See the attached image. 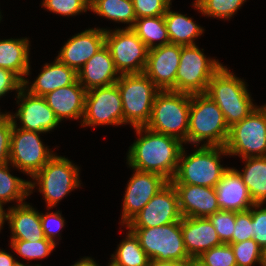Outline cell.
Listing matches in <instances>:
<instances>
[{"instance_id": "43", "label": "cell", "mask_w": 266, "mask_h": 266, "mask_svg": "<svg viewBox=\"0 0 266 266\" xmlns=\"http://www.w3.org/2000/svg\"><path fill=\"white\" fill-rule=\"evenodd\" d=\"M23 88V81L13 72L0 68V97L11 90L18 93Z\"/></svg>"}, {"instance_id": "1", "label": "cell", "mask_w": 266, "mask_h": 266, "mask_svg": "<svg viewBox=\"0 0 266 266\" xmlns=\"http://www.w3.org/2000/svg\"><path fill=\"white\" fill-rule=\"evenodd\" d=\"M134 128L141 137L129 147V167L162 175L170 182L178 168L183 142L175 137L154 132L145 126Z\"/></svg>"}, {"instance_id": "12", "label": "cell", "mask_w": 266, "mask_h": 266, "mask_svg": "<svg viewBox=\"0 0 266 266\" xmlns=\"http://www.w3.org/2000/svg\"><path fill=\"white\" fill-rule=\"evenodd\" d=\"M16 122L13 119L9 165L32 178L55 154L44 146L39 132L18 128Z\"/></svg>"}, {"instance_id": "47", "label": "cell", "mask_w": 266, "mask_h": 266, "mask_svg": "<svg viewBox=\"0 0 266 266\" xmlns=\"http://www.w3.org/2000/svg\"><path fill=\"white\" fill-rule=\"evenodd\" d=\"M149 266H183L181 263L150 260Z\"/></svg>"}, {"instance_id": "37", "label": "cell", "mask_w": 266, "mask_h": 266, "mask_svg": "<svg viewBox=\"0 0 266 266\" xmlns=\"http://www.w3.org/2000/svg\"><path fill=\"white\" fill-rule=\"evenodd\" d=\"M208 218L214 226L221 242L224 244L232 243L236 212L219 210L210 215Z\"/></svg>"}, {"instance_id": "24", "label": "cell", "mask_w": 266, "mask_h": 266, "mask_svg": "<svg viewBox=\"0 0 266 266\" xmlns=\"http://www.w3.org/2000/svg\"><path fill=\"white\" fill-rule=\"evenodd\" d=\"M77 80V72L56 58L54 62L44 65L43 70L30 87H28L29 80L25 79L23 88L32 95L43 97L58 88L74 84Z\"/></svg>"}, {"instance_id": "33", "label": "cell", "mask_w": 266, "mask_h": 266, "mask_svg": "<svg viewBox=\"0 0 266 266\" xmlns=\"http://www.w3.org/2000/svg\"><path fill=\"white\" fill-rule=\"evenodd\" d=\"M246 0H195L193 6L205 16L230 19Z\"/></svg>"}, {"instance_id": "39", "label": "cell", "mask_w": 266, "mask_h": 266, "mask_svg": "<svg viewBox=\"0 0 266 266\" xmlns=\"http://www.w3.org/2000/svg\"><path fill=\"white\" fill-rule=\"evenodd\" d=\"M136 18L164 15L171 0H132Z\"/></svg>"}, {"instance_id": "50", "label": "cell", "mask_w": 266, "mask_h": 266, "mask_svg": "<svg viewBox=\"0 0 266 266\" xmlns=\"http://www.w3.org/2000/svg\"><path fill=\"white\" fill-rule=\"evenodd\" d=\"M185 266H205L202 262H200L197 258H191L189 261H187Z\"/></svg>"}, {"instance_id": "7", "label": "cell", "mask_w": 266, "mask_h": 266, "mask_svg": "<svg viewBox=\"0 0 266 266\" xmlns=\"http://www.w3.org/2000/svg\"><path fill=\"white\" fill-rule=\"evenodd\" d=\"M139 239L150 260L185 264L188 255L181 231V221L150 228H128Z\"/></svg>"}, {"instance_id": "49", "label": "cell", "mask_w": 266, "mask_h": 266, "mask_svg": "<svg viewBox=\"0 0 266 266\" xmlns=\"http://www.w3.org/2000/svg\"><path fill=\"white\" fill-rule=\"evenodd\" d=\"M7 220V212L3 210V203L0 202V230L5 222Z\"/></svg>"}, {"instance_id": "30", "label": "cell", "mask_w": 266, "mask_h": 266, "mask_svg": "<svg viewBox=\"0 0 266 266\" xmlns=\"http://www.w3.org/2000/svg\"><path fill=\"white\" fill-rule=\"evenodd\" d=\"M90 10L108 20L130 23L125 28H132L137 19L132 0H95L90 5Z\"/></svg>"}, {"instance_id": "3", "label": "cell", "mask_w": 266, "mask_h": 266, "mask_svg": "<svg viewBox=\"0 0 266 266\" xmlns=\"http://www.w3.org/2000/svg\"><path fill=\"white\" fill-rule=\"evenodd\" d=\"M205 94L219 106L229 127L240 122L257 107L243 79L229 72L226 66H222L212 76Z\"/></svg>"}, {"instance_id": "54", "label": "cell", "mask_w": 266, "mask_h": 266, "mask_svg": "<svg viewBox=\"0 0 266 266\" xmlns=\"http://www.w3.org/2000/svg\"><path fill=\"white\" fill-rule=\"evenodd\" d=\"M95 0H88V3L91 5Z\"/></svg>"}, {"instance_id": "15", "label": "cell", "mask_w": 266, "mask_h": 266, "mask_svg": "<svg viewBox=\"0 0 266 266\" xmlns=\"http://www.w3.org/2000/svg\"><path fill=\"white\" fill-rule=\"evenodd\" d=\"M128 181L122 209V224H127L169 181L162 175L134 169Z\"/></svg>"}, {"instance_id": "23", "label": "cell", "mask_w": 266, "mask_h": 266, "mask_svg": "<svg viewBox=\"0 0 266 266\" xmlns=\"http://www.w3.org/2000/svg\"><path fill=\"white\" fill-rule=\"evenodd\" d=\"M86 92L77 80L74 84L58 88L43 97L61 122L64 118H83Z\"/></svg>"}, {"instance_id": "9", "label": "cell", "mask_w": 266, "mask_h": 266, "mask_svg": "<svg viewBox=\"0 0 266 266\" xmlns=\"http://www.w3.org/2000/svg\"><path fill=\"white\" fill-rule=\"evenodd\" d=\"M224 147L229 156H266V109L258 106L247 117L229 127Z\"/></svg>"}, {"instance_id": "14", "label": "cell", "mask_w": 266, "mask_h": 266, "mask_svg": "<svg viewBox=\"0 0 266 266\" xmlns=\"http://www.w3.org/2000/svg\"><path fill=\"white\" fill-rule=\"evenodd\" d=\"M178 194L171 182L163 187L127 224V228H150L181 221Z\"/></svg>"}, {"instance_id": "42", "label": "cell", "mask_w": 266, "mask_h": 266, "mask_svg": "<svg viewBox=\"0 0 266 266\" xmlns=\"http://www.w3.org/2000/svg\"><path fill=\"white\" fill-rule=\"evenodd\" d=\"M60 211L52 212V213H46L45 215L43 213H40V220H41V226L44 232V236L46 239L52 241L55 243L54 240L55 237L60 236V230L64 227V218L62 217ZM59 232V233H58Z\"/></svg>"}, {"instance_id": "38", "label": "cell", "mask_w": 266, "mask_h": 266, "mask_svg": "<svg viewBox=\"0 0 266 266\" xmlns=\"http://www.w3.org/2000/svg\"><path fill=\"white\" fill-rule=\"evenodd\" d=\"M42 6L63 16H74L90 10L88 0H43Z\"/></svg>"}, {"instance_id": "19", "label": "cell", "mask_w": 266, "mask_h": 266, "mask_svg": "<svg viewBox=\"0 0 266 266\" xmlns=\"http://www.w3.org/2000/svg\"><path fill=\"white\" fill-rule=\"evenodd\" d=\"M178 194L179 210L182 217H209L220 210L216 190L189 184H173Z\"/></svg>"}, {"instance_id": "36", "label": "cell", "mask_w": 266, "mask_h": 266, "mask_svg": "<svg viewBox=\"0 0 266 266\" xmlns=\"http://www.w3.org/2000/svg\"><path fill=\"white\" fill-rule=\"evenodd\" d=\"M197 259L205 266H237L230 244H221L203 252Z\"/></svg>"}, {"instance_id": "31", "label": "cell", "mask_w": 266, "mask_h": 266, "mask_svg": "<svg viewBox=\"0 0 266 266\" xmlns=\"http://www.w3.org/2000/svg\"><path fill=\"white\" fill-rule=\"evenodd\" d=\"M8 164L0 165V202L6 204L16 200L20 205L30 195V181L11 175Z\"/></svg>"}, {"instance_id": "35", "label": "cell", "mask_w": 266, "mask_h": 266, "mask_svg": "<svg viewBox=\"0 0 266 266\" xmlns=\"http://www.w3.org/2000/svg\"><path fill=\"white\" fill-rule=\"evenodd\" d=\"M237 266H253L258 263L262 266L263 249L253 239L239 243H230Z\"/></svg>"}, {"instance_id": "17", "label": "cell", "mask_w": 266, "mask_h": 266, "mask_svg": "<svg viewBox=\"0 0 266 266\" xmlns=\"http://www.w3.org/2000/svg\"><path fill=\"white\" fill-rule=\"evenodd\" d=\"M17 99H19L17 104L20 106L12 118H19L22 123L19 128L45 133L53 130L60 123L44 97L32 95L22 88L17 93Z\"/></svg>"}, {"instance_id": "46", "label": "cell", "mask_w": 266, "mask_h": 266, "mask_svg": "<svg viewBox=\"0 0 266 266\" xmlns=\"http://www.w3.org/2000/svg\"><path fill=\"white\" fill-rule=\"evenodd\" d=\"M71 266H99L96 262L90 257H83L81 260L77 261L74 265Z\"/></svg>"}, {"instance_id": "34", "label": "cell", "mask_w": 266, "mask_h": 266, "mask_svg": "<svg viewBox=\"0 0 266 266\" xmlns=\"http://www.w3.org/2000/svg\"><path fill=\"white\" fill-rule=\"evenodd\" d=\"M11 247L19 256L27 260L40 259L47 257L56 247V243L48 239L39 241H25L11 239Z\"/></svg>"}, {"instance_id": "13", "label": "cell", "mask_w": 266, "mask_h": 266, "mask_svg": "<svg viewBox=\"0 0 266 266\" xmlns=\"http://www.w3.org/2000/svg\"><path fill=\"white\" fill-rule=\"evenodd\" d=\"M122 125L124 116L117 84L93 88L86 92L81 126Z\"/></svg>"}, {"instance_id": "6", "label": "cell", "mask_w": 266, "mask_h": 266, "mask_svg": "<svg viewBox=\"0 0 266 266\" xmlns=\"http://www.w3.org/2000/svg\"><path fill=\"white\" fill-rule=\"evenodd\" d=\"M116 84L121 94L124 123L133 128L146 126L154 98L160 90L144 73L121 74Z\"/></svg>"}, {"instance_id": "20", "label": "cell", "mask_w": 266, "mask_h": 266, "mask_svg": "<svg viewBox=\"0 0 266 266\" xmlns=\"http://www.w3.org/2000/svg\"><path fill=\"white\" fill-rule=\"evenodd\" d=\"M181 231L186 251L191 258H197L203 252L223 244L207 217H182Z\"/></svg>"}, {"instance_id": "25", "label": "cell", "mask_w": 266, "mask_h": 266, "mask_svg": "<svg viewBox=\"0 0 266 266\" xmlns=\"http://www.w3.org/2000/svg\"><path fill=\"white\" fill-rule=\"evenodd\" d=\"M7 221L12 232L11 239L39 241L46 239L41 226L40 213L23 203L8 208Z\"/></svg>"}, {"instance_id": "29", "label": "cell", "mask_w": 266, "mask_h": 266, "mask_svg": "<svg viewBox=\"0 0 266 266\" xmlns=\"http://www.w3.org/2000/svg\"><path fill=\"white\" fill-rule=\"evenodd\" d=\"M132 30L143 41L148 49L170 44L164 15L141 17L136 19ZM159 41V43H155Z\"/></svg>"}, {"instance_id": "22", "label": "cell", "mask_w": 266, "mask_h": 266, "mask_svg": "<svg viewBox=\"0 0 266 266\" xmlns=\"http://www.w3.org/2000/svg\"><path fill=\"white\" fill-rule=\"evenodd\" d=\"M77 75L79 83L86 91L115 84L120 77L106 46L94 54L77 72Z\"/></svg>"}, {"instance_id": "26", "label": "cell", "mask_w": 266, "mask_h": 266, "mask_svg": "<svg viewBox=\"0 0 266 266\" xmlns=\"http://www.w3.org/2000/svg\"><path fill=\"white\" fill-rule=\"evenodd\" d=\"M29 42L28 38L0 40V68L15 73L22 81L30 74Z\"/></svg>"}, {"instance_id": "10", "label": "cell", "mask_w": 266, "mask_h": 266, "mask_svg": "<svg viewBox=\"0 0 266 266\" xmlns=\"http://www.w3.org/2000/svg\"><path fill=\"white\" fill-rule=\"evenodd\" d=\"M222 66L216 59L206 58L196 44L181 46L176 92L205 93L210 79Z\"/></svg>"}, {"instance_id": "28", "label": "cell", "mask_w": 266, "mask_h": 266, "mask_svg": "<svg viewBox=\"0 0 266 266\" xmlns=\"http://www.w3.org/2000/svg\"><path fill=\"white\" fill-rule=\"evenodd\" d=\"M243 173L237 170L255 204L266 202V156L242 158Z\"/></svg>"}, {"instance_id": "21", "label": "cell", "mask_w": 266, "mask_h": 266, "mask_svg": "<svg viewBox=\"0 0 266 266\" xmlns=\"http://www.w3.org/2000/svg\"><path fill=\"white\" fill-rule=\"evenodd\" d=\"M220 210L242 212L255 203L248 188L235 168H228L215 186Z\"/></svg>"}, {"instance_id": "40", "label": "cell", "mask_w": 266, "mask_h": 266, "mask_svg": "<svg viewBox=\"0 0 266 266\" xmlns=\"http://www.w3.org/2000/svg\"><path fill=\"white\" fill-rule=\"evenodd\" d=\"M252 206V239L264 250L266 248V207ZM254 208V209H253Z\"/></svg>"}, {"instance_id": "45", "label": "cell", "mask_w": 266, "mask_h": 266, "mask_svg": "<svg viewBox=\"0 0 266 266\" xmlns=\"http://www.w3.org/2000/svg\"><path fill=\"white\" fill-rule=\"evenodd\" d=\"M17 260L4 250H0V266H13Z\"/></svg>"}, {"instance_id": "44", "label": "cell", "mask_w": 266, "mask_h": 266, "mask_svg": "<svg viewBox=\"0 0 266 266\" xmlns=\"http://www.w3.org/2000/svg\"><path fill=\"white\" fill-rule=\"evenodd\" d=\"M13 125H0V165L10 163Z\"/></svg>"}, {"instance_id": "4", "label": "cell", "mask_w": 266, "mask_h": 266, "mask_svg": "<svg viewBox=\"0 0 266 266\" xmlns=\"http://www.w3.org/2000/svg\"><path fill=\"white\" fill-rule=\"evenodd\" d=\"M221 155H229L225 147L201 145L188 156L183 148L176 174L170 182L215 188L229 168L220 164Z\"/></svg>"}, {"instance_id": "53", "label": "cell", "mask_w": 266, "mask_h": 266, "mask_svg": "<svg viewBox=\"0 0 266 266\" xmlns=\"http://www.w3.org/2000/svg\"><path fill=\"white\" fill-rule=\"evenodd\" d=\"M111 262L109 263L108 266H121V265H118L117 263H115L113 260H110Z\"/></svg>"}, {"instance_id": "41", "label": "cell", "mask_w": 266, "mask_h": 266, "mask_svg": "<svg viewBox=\"0 0 266 266\" xmlns=\"http://www.w3.org/2000/svg\"><path fill=\"white\" fill-rule=\"evenodd\" d=\"M250 239H252V207L246 211L236 212L232 243Z\"/></svg>"}, {"instance_id": "27", "label": "cell", "mask_w": 266, "mask_h": 266, "mask_svg": "<svg viewBox=\"0 0 266 266\" xmlns=\"http://www.w3.org/2000/svg\"><path fill=\"white\" fill-rule=\"evenodd\" d=\"M164 19L171 44L187 46L195 45V38L202 35L204 29L197 25L192 18L170 10L164 14Z\"/></svg>"}, {"instance_id": "18", "label": "cell", "mask_w": 266, "mask_h": 266, "mask_svg": "<svg viewBox=\"0 0 266 266\" xmlns=\"http://www.w3.org/2000/svg\"><path fill=\"white\" fill-rule=\"evenodd\" d=\"M105 34L104 28H92L80 32L67 40L56 58L78 72L94 54L105 46Z\"/></svg>"}, {"instance_id": "8", "label": "cell", "mask_w": 266, "mask_h": 266, "mask_svg": "<svg viewBox=\"0 0 266 266\" xmlns=\"http://www.w3.org/2000/svg\"><path fill=\"white\" fill-rule=\"evenodd\" d=\"M79 178V168L68 158L56 154L32 177L33 182H29L30 194L36 184L39 185V192L50 209L80 186Z\"/></svg>"}, {"instance_id": "5", "label": "cell", "mask_w": 266, "mask_h": 266, "mask_svg": "<svg viewBox=\"0 0 266 266\" xmlns=\"http://www.w3.org/2000/svg\"><path fill=\"white\" fill-rule=\"evenodd\" d=\"M190 113V94L171 90L159 91L145 127L175 137L186 144Z\"/></svg>"}, {"instance_id": "51", "label": "cell", "mask_w": 266, "mask_h": 266, "mask_svg": "<svg viewBox=\"0 0 266 266\" xmlns=\"http://www.w3.org/2000/svg\"><path fill=\"white\" fill-rule=\"evenodd\" d=\"M262 266H266V248L263 250V263Z\"/></svg>"}, {"instance_id": "2", "label": "cell", "mask_w": 266, "mask_h": 266, "mask_svg": "<svg viewBox=\"0 0 266 266\" xmlns=\"http://www.w3.org/2000/svg\"><path fill=\"white\" fill-rule=\"evenodd\" d=\"M228 135L229 126L226 124L219 106L205 93L190 95L186 143L198 146L201 141L206 140L203 146L224 147Z\"/></svg>"}, {"instance_id": "16", "label": "cell", "mask_w": 266, "mask_h": 266, "mask_svg": "<svg viewBox=\"0 0 266 266\" xmlns=\"http://www.w3.org/2000/svg\"><path fill=\"white\" fill-rule=\"evenodd\" d=\"M181 45L167 44L148 50L144 74L160 91L176 92V74L179 67Z\"/></svg>"}, {"instance_id": "52", "label": "cell", "mask_w": 266, "mask_h": 266, "mask_svg": "<svg viewBox=\"0 0 266 266\" xmlns=\"http://www.w3.org/2000/svg\"><path fill=\"white\" fill-rule=\"evenodd\" d=\"M13 266H29V265H27V264H23V263L17 261ZM30 266H31V265H30ZM36 266H41V265L36 264Z\"/></svg>"}, {"instance_id": "48", "label": "cell", "mask_w": 266, "mask_h": 266, "mask_svg": "<svg viewBox=\"0 0 266 266\" xmlns=\"http://www.w3.org/2000/svg\"><path fill=\"white\" fill-rule=\"evenodd\" d=\"M0 125H13V118L10 113L0 112Z\"/></svg>"}, {"instance_id": "32", "label": "cell", "mask_w": 266, "mask_h": 266, "mask_svg": "<svg viewBox=\"0 0 266 266\" xmlns=\"http://www.w3.org/2000/svg\"><path fill=\"white\" fill-rule=\"evenodd\" d=\"M123 241L118 245L112 259L121 266H149L150 259L140 246L139 239L130 230Z\"/></svg>"}, {"instance_id": "11", "label": "cell", "mask_w": 266, "mask_h": 266, "mask_svg": "<svg viewBox=\"0 0 266 266\" xmlns=\"http://www.w3.org/2000/svg\"><path fill=\"white\" fill-rule=\"evenodd\" d=\"M105 46L109 49L120 75L144 72L149 49L132 28L114 31L106 29Z\"/></svg>"}]
</instances>
